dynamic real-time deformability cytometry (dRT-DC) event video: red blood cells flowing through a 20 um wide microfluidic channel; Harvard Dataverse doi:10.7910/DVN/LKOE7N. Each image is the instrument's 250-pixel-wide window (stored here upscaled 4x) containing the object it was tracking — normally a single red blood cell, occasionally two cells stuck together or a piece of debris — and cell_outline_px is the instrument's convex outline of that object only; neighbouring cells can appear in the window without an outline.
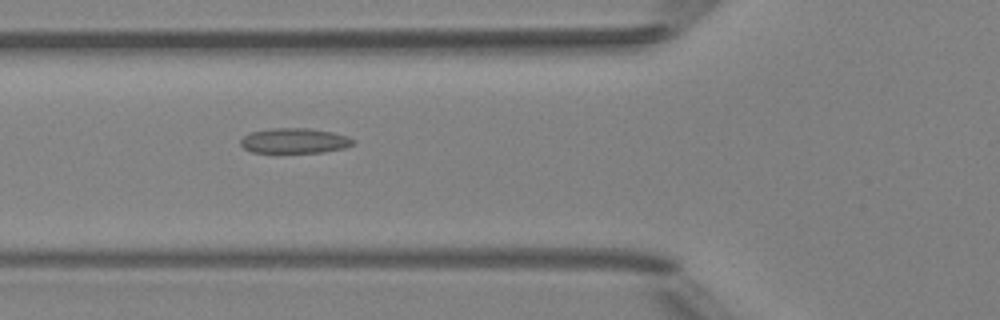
{"species": "Egyptian fruit bat (a non-hibernating species)", "species_latin": "Rousettus aegyptiacus", "temperature_condition": "room temperature", "stored_images_in_passage": 7, "camera_frame_rate_fps": 3000, "um_per_image_px": 0.085, "animal": {"sex": "female"}, "frame": {"image": 1, "passage_image": 5, "time_ms": 5.333, "image_size_px": [1000, 320], "cell_outline_px": [[356, 144], [344, 148], [324, 152], [252, 152], [244, 148], [240, 144], [240, 140], [244, 136], [252, 132], [272, 128], [308, 128], [332, 132], [348, 136], [356, 140]], "centroid_in_image_um": [25.08, 11.96], "position_along_channel_um": 100.7, "area_um2": 16.47}}
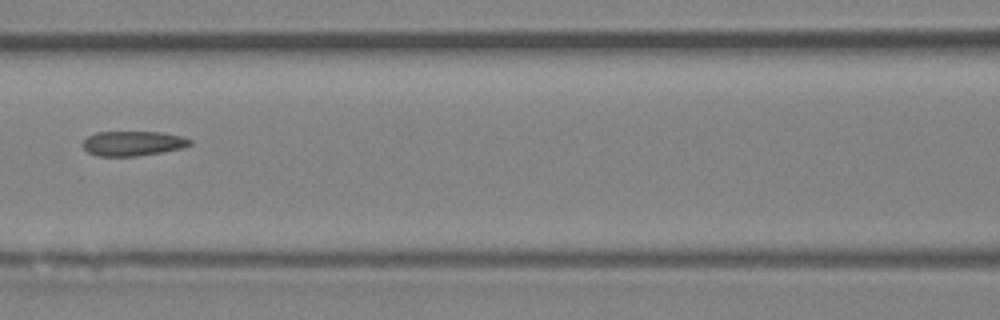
{"frame": {"image": 2, "passage_image": 6, "time_ms": 6.667, "image_size_px": [1000, 320], "cell_outline_px": [[192, 144], [184, 148], [164, 152], [136, 156], [96, 156], [88, 152], [84, 148], [84, 140], [88, 136], [96, 132], [160, 132], [180, 136], [192, 140]], "centroid_in_image_um": [11.32, 12.19], "position_along_channel_um": 155.3, "area_um2": 15.49}}
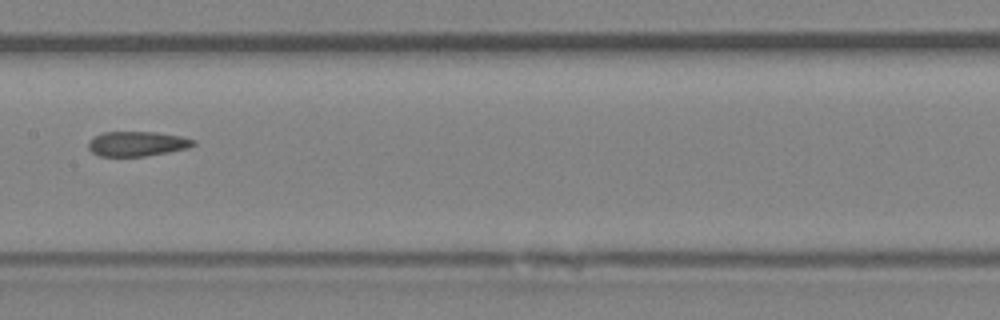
{"frame": {"image": 3, "passage_image": 7, "time_ms": 7.667, "image_size_px": [1000, 320], "cell_outline_px": [[196, 144], [188, 148], [168, 152], [144, 156], [100, 156], [92, 152], [88, 148], [88, 140], [92, 136], [100, 132], [156, 132], [180, 136], [196, 140]], "centroid_in_image_um": [11.62, 12.21], "position_along_channel_um": 195.8, "area_um2": 15.32}}